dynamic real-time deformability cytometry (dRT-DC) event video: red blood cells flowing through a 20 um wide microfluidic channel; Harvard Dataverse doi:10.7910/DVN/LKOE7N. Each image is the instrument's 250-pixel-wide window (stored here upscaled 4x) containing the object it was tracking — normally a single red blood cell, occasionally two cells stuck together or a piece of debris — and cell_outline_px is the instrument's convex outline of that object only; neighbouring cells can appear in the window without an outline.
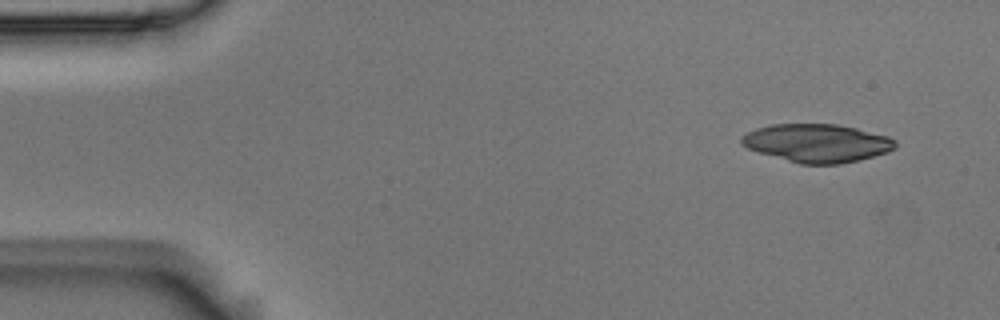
{"species": "Egyptian fruit bat (a non-hibernating species)", "species_latin": "Rousettus aegyptiacus", "temperature_condition": "room temperature", "stored_images_in_passage": 4, "camera_frame_rate_fps": 3000, "um_per_image_px": 0.085, "animal": {"sex": "male"}, "frame": {"image": 1, "passage_image": 1, "time_ms": 0.0, "image_size_px": [1000, 320], "cell_outline_px": [[896, 148], [888, 152], [840, 164], [800, 164], [760, 152], [748, 148], [740, 144], [740, 136], [756, 128], [772, 124], [836, 124], [856, 128], [888, 136], [896, 140]], "centroid_in_image_um": [69.44, 12.15], "position_along_channel_um": 15.6, "area_um2": 34.1}}